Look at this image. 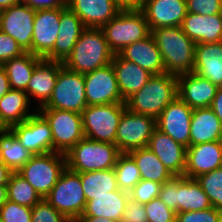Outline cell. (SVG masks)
<instances>
[{
	"instance_id": "6da1fadb",
	"label": "cell",
	"mask_w": 222,
	"mask_h": 222,
	"mask_svg": "<svg viewBox=\"0 0 222 222\" xmlns=\"http://www.w3.org/2000/svg\"><path fill=\"white\" fill-rule=\"evenodd\" d=\"M164 63V73L175 76L193 72L195 43L181 26L158 27L151 31Z\"/></svg>"
},
{
	"instance_id": "7a4b0ae2",
	"label": "cell",
	"mask_w": 222,
	"mask_h": 222,
	"mask_svg": "<svg viewBox=\"0 0 222 222\" xmlns=\"http://www.w3.org/2000/svg\"><path fill=\"white\" fill-rule=\"evenodd\" d=\"M177 96V76L163 73L152 75L139 91L125 100V104L131 112L149 115L157 119Z\"/></svg>"
},
{
	"instance_id": "3957f363",
	"label": "cell",
	"mask_w": 222,
	"mask_h": 222,
	"mask_svg": "<svg viewBox=\"0 0 222 222\" xmlns=\"http://www.w3.org/2000/svg\"><path fill=\"white\" fill-rule=\"evenodd\" d=\"M113 56L102 29L86 27L64 66L71 71L85 74L110 64Z\"/></svg>"
},
{
	"instance_id": "277c9868",
	"label": "cell",
	"mask_w": 222,
	"mask_h": 222,
	"mask_svg": "<svg viewBox=\"0 0 222 222\" xmlns=\"http://www.w3.org/2000/svg\"><path fill=\"white\" fill-rule=\"evenodd\" d=\"M120 154L115 144L84 137L65 155L66 166L76 173L109 170L114 168Z\"/></svg>"
},
{
	"instance_id": "5b68a950",
	"label": "cell",
	"mask_w": 222,
	"mask_h": 222,
	"mask_svg": "<svg viewBox=\"0 0 222 222\" xmlns=\"http://www.w3.org/2000/svg\"><path fill=\"white\" fill-rule=\"evenodd\" d=\"M101 29L114 54H119L127 45L143 40L151 34L140 9H122Z\"/></svg>"
},
{
	"instance_id": "8992f818",
	"label": "cell",
	"mask_w": 222,
	"mask_h": 222,
	"mask_svg": "<svg viewBox=\"0 0 222 222\" xmlns=\"http://www.w3.org/2000/svg\"><path fill=\"white\" fill-rule=\"evenodd\" d=\"M45 200L70 221L76 222L87 203L80 175L66 167Z\"/></svg>"
},
{
	"instance_id": "52a82bcc",
	"label": "cell",
	"mask_w": 222,
	"mask_h": 222,
	"mask_svg": "<svg viewBox=\"0 0 222 222\" xmlns=\"http://www.w3.org/2000/svg\"><path fill=\"white\" fill-rule=\"evenodd\" d=\"M66 156L57 152L32 155L18 171L38 195L44 199L66 169Z\"/></svg>"
},
{
	"instance_id": "ba28073f",
	"label": "cell",
	"mask_w": 222,
	"mask_h": 222,
	"mask_svg": "<svg viewBox=\"0 0 222 222\" xmlns=\"http://www.w3.org/2000/svg\"><path fill=\"white\" fill-rule=\"evenodd\" d=\"M125 109V103L87 106L81 113L85 137L115 144L117 128Z\"/></svg>"
},
{
	"instance_id": "9c48e42d",
	"label": "cell",
	"mask_w": 222,
	"mask_h": 222,
	"mask_svg": "<svg viewBox=\"0 0 222 222\" xmlns=\"http://www.w3.org/2000/svg\"><path fill=\"white\" fill-rule=\"evenodd\" d=\"M48 121L53 135V152L66 155L85 135L82 115L61 109H37Z\"/></svg>"
},
{
	"instance_id": "30bf717a",
	"label": "cell",
	"mask_w": 222,
	"mask_h": 222,
	"mask_svg": "<svg viewBox=\"0 0 222 222\" xmlns=\"http://www.w3.org/2000/svg\"><path fill=\"white\" fill-rule=\"evenodd\" d=\"M87 107L84 74L63 66L48 102L38 109H61L82 113Z\"/></svg>"
},
{
	"instance_id": "8fae6325",
	"label": "cell",
	"mask_w": 222,
	"mask_h": 222,
	"mask_svg": "<svg viewBox=\"0 0 222 222\" xmlns=\"http://www.w3.org/2000/svg\"><path fill=\"white\" fill-rule=\"evenodd\" d=\"M156 128L154 117L137 114L126 108L117 128L115 145L121 153L148 147L150 137Z\"/></svg>"
},
{
	"instance_id": "7c38bea8",
	"label": "cell",
	"mask_w": 222,
	"mask_h": 222,
	"mask_svg": "<svg viewBox=\"0 0 222 222\" xmlns=\"http://www.w3.org/2000/svg\"><path fill=\"white\" fill-rule=\"evenodd\" d=\"M9 129L31 155L53 152L50 124L38 110L24 122L15 124Z\"/></svg>"
},
{
	"instance_id": "4fadbf2b",
	"label": "cell",
	"mask_w": 222,
	"mask_h": 222,
	"mask_svg": "<svg viewBox=\"0 0 222 222\" xmlns=\"http://www.w3.org/2000/svg\"><path fill=\"white\" fill-rule=\"evenodd\" d=\"M87 106L125 103L112 64L84 74Z\"/></svg>"
},
{
	"instance_id": "5bb4252c",
	"label": "cell",
	"mask_w": 222,
	"mask_h": 222,
	"mask_svg": "<svg viewBox=\"0 0 222 222\" xmlns=\"http://www.w3.org/2000/svg\"><path fill=\"white\" fill-rule=\"evenodd\" d=\"M35 13V10L22 2L0 11V30L31 54Z\"/></svg>"
},
{
	"instance_id": "9a60e30c",
	"label": "cell",
	"mask_w": 222,
	"mask_h": 222,
	"mask_svg": "<svg viewBox=\"0 0 222 222\" xmlns=\"http://www.w3.org/2000/svg\"><path fill=\"white\" fill-rule=\"evenodd\" d=\"M192 114L193 109L177 96L156 119V127L188 148L190 146Z\"/></svg>"
},
{
	"instance_id": "2e32d148",
	"label": "cell",
	"mask_w": 222,
	"mask_h": 222,
	"mask_svg": "<svg viewBox=\"0 0 222 222\" xmlns=\"http://www.w3.org/2000/svg\"><path fill=\"white\" fill-rule=\"evenodd\" d=\"M61 8L37 10L32 35V54L45 58L54 48L60 28Z\"/></svg>"
},
{
	"instance_id": "e0dca14e",
	"label": "cell",
	"mask_w": 222,
	"mask_h": 222,
	"mask_svg": "<svg viewBox=\"0 0 222 222\" xmlns=\"http://www.w3.org/2000/svg\"><path fill=\"white\" fill-rule=\"evenodd\" d=\"M148 148L173 176H184L187 147L156 128L150 137Z\"/></svg>"
},
{
	"instance_id": "ac0fdd59",
	"label": "cell",
	"mask_w": 222,
	"mask_h": 222,
	"mask_svg": "<svg viewBox=\"0 0 222 222\" xmlns=\"http://www.w3.org/2000/svg\"><path fill=\"white\" fill-rule=\"evenodd\" d=\"M140 10L152 31L158 27L181 26L187 6L186 0H145Z\"/></svg>"
},
{
	"instance_id": "d6986e66",
	"label": "cell",
	"mask_w": 222,
	"mask_h": 222,
	"mask_svg": "<svg viewBox=\"0 0 222 222\" xmlns=\"http://www.w3.org/2000/svg\"><path fill=\"white\" fill-rule=\"evenodd\" d=\"M222 167V141L206 142L187 148L184 176L195 179Z\"/></svg>"
},
{
	"instance_id": "ffe728a7",
	"label": "cell",
	"mask_w": 222,
	"mask_h": 222,
	"mask_svg": "<svg viewBox=\"0 0 222 222\" xmlns=\"http://www.w3.org/2000/svg\"><path fill=\"white\" fill-rule=\"evenodd\" d=\"M178 96L191 108L211 106L218 87L194 72L177 76Z\"/></svg>"
},
{
	"instance_id": "44dd1931",
	"label": "cell",
	"mask_w": 222,
	"mask_h": 222,
	"mask_svg": "<svg viewBox=\"0 0 222 222\" xmlns=\"http://www.w3.org/2000/svg\"><path fill=\"white\" fill-rule=\"evenodd\" d=\"M67 7L91 28H101L122 10L116 0H67Z\"/></svg>"
},
{
	"instance_id": "7402d4cb",
	"label": "cell",
	"mask_w": 222,
	"mask_h": 222,
	"mask_svg": "<svg viewBox=\"0 0 222 222\" xmlns=\"http://www.w3.org/2000/svg\"><path fill=\"white\" fill-rule=\"evenodd\" d=\"M86 27L81 19L67 6L61 8L60 28L53 50L44 58L65 62Z\"/></svg>"
},
{
	"instance_id": "603a6c76",
	"label": "cell",
	"mask_w": 222,
	"mask_h": 222,
	"mask_svg": "<svg viewBox=\"0 0 222 222\" xmlns=\"http://www.w3.org/2000/svg\"><path fill=\"white\" fill-rule=\"evenodd\" d=\"M63 66V62L44 58L35 66L25 91L29 99L31 96L38 100L39 106L35 108L38 109L48 102L56 86L58 73Z\"/></svg>"
},
{
	"instance_id": "cb8c5ba5",
	"label": "cell",
	"mask_w": 222,
	"mask_h": 222,
	"mask_svg": "<svg viewBox=\"0 0 222 222\" xmlns=\"http://www.w3.org/2000/svg\"><path fill=\"white\" fill-rule=\"evenodd\" d=\"M181 28L195 44L222 42V14L203 16L187 12Z\"/></svg>"
},
{
	"instance_id": "d4e9b609",
	"label": "cell",
	"mask_w": 222,
	"mask_h": 222,
	"mask_svg": "<svg viewBox=\"0 0 222 222\" xmlns=\"http://www.w3.org/2000/svg\"><path fill=\"white\" fill-rule=\"evenodd\" d=\"M119 55L153 75L164 73V63L161 53L152 34L143 40L127 45Z\"/></svg>"
},
{
	"instance_id": "484cf974",
	"label": "cell",
	"mask_w": 222,
	"mask_h": 222,
	"mask_svg": "<svg viewBox=\"0 0 222 222\" xmlns=\"http://www.w3.org/2000/svg\"><path fill=\"white\" fill-rule=\"evenodd\" d=\"M193 72L222 87V42L195 44Z\"/></svg>"
},
{
	"instance_id": "4316f807",
	"label": "cell",
	"mask_w": 222,
	"mask_h": 222,
	"mask_svg": "<svg viewBox=\"0 0 222 222\" xmlns=\"http://www.w3.org/2000/svg\"><path fill=\"white\" fill-rule=\"evenodd\" d=\"M111 64L116 73L120 94L124 100L139 91L153 75L137 64L123 59L119 54H114Z\"/></svg>"
},
{
	"instance_id": "83f0119b",
	"label": "cell",
	"mask_w": 222,
	"mask_h": 222,
	"mask_svg": "<svg viewBox=\"0 0 222 222\" xmlns=\"http://www.w3.org/2000/svg\"><path fill=\"white\" fill-rule=\"evenodd\" d=\"M129 199V192L120 189L88 200L81 217H102L120 221Z\"/></svg>"
},
{
	"instance_id": "f1b7e54d",
	"label": "cell",
	"mask_w": 222,
	"mask_h": 222,
	"mask_svg": "<svg viewBox=\"0 0 222 222\" xmlns=\"http://www.w3.org/2000/svg\"><path fill=\"white\" fill-rule=\"evenodd\" d=\"M214 141H222V124L219 118L210 107L193 109L190 146Z\"/></svg>"
},
{
	"instance_id": "f546056e",
	"label": "cell",
	"mask_w": 222,
	"mask_h": 222,
	"mask_svg": "<svg viewBox=\"0 0 222 222\" xmlns=\"http://www.w3.org/2000/svg\"><path fill=\"white\" fill-rule=\"evenodd\" d=\"M28 95L22 90L11 89L0 98V128L9 129L11 126L24 122L37 109L30 111ZM30 111V112H29ZM33 112V113H32Z\"/></svg>"
},
{
	"instance_id": "4dcf8cb0",
	"label": "cell",
	"mask_w": 222,
	"mask_h": 222,
	"mask_svg": "<svg viewBox=\"0 0 222 222\" xmlns=\"http://www.w3.org/2000/svg\"><path fill=\"white\" fill-rule=\"evenodd\" d=\"M178 213L199 211L212 205L196 179L178 176Z\"/></svg>"
},
{
	"instance_id": "1f68e13d",
	"label": "cell",
	"mask_w": 222,
	"mask_h": 222,
	"mask_svg": "<svg viewBox=\"0 0 222 222\" xmlns=\"http://www.w3.org/2000/svg\"><path fill=\"white\" fill-rule=\"evenodd\" d=\"M43 58L25 52L19 57L12 58L2 64L7 74L10 88L26 91L35 66Z\"/></svg>"
},
{
	"instance_id": "d6a6232c",
	"label": "cell",
	"mask_w": 222,
	"mask_h": 222,
	"mask_svg": "<svg viewBox=\"0 0 222 222\" xmlns=\"http://www.w3.org/2000/svg\"><path fill=\"white\" fill-rule=\"evenodd\" d=\"M128 154L136 162L141 174V179L163 184L173 177L148 147L132 150L128 152Z\"/></svg>"
},
{
	"instance_id": "836d02e7",
	"label": "cell",
	"mask_w": 222,
	"mask_h": 222,
	"mask_svg": "<svg viewBox=\"0 0 222 222\" xmlns=\"http://www.w3.org/2000/svg\"><path fill=\"white\" fill-rule=\"evenodd\" d=\"M78 174L86 201L94 199V196L107 195L108 192L119 189L113 168Z\"/></svg>"
},
{
	"instance_id": "e575fe53",
	"label": "cell",
	"mask_w": 222,
	"mask_h": 222,
	"mask_svg": "<svg viewBox=\"0 0 222 222\" xmlns=\"http://www.w3.org/2000/svg\"><path fill=\"white\" fill-rule=\"evenodd\" d=\"M0 145L3 163L12 171L18 172L31 158L10 129H0Z\"/></svg>"
},
{
	"instance_id": "d590c367",
	"label": "cell",
	"mask_w": 222,
	"mask_h": 222,
	"mask_svg": "<svg viewBox=\"0 0 222 222\" xmlns=\"http://www.w3.org/2000/svg\"><path fill=\"white\" fill-rule=\"evenodd\" d=\"M8 200L32 208L42 198L18 172H12L7 184Z\"/></svg>"
},
{
	"instance_id": "8d00e7d4",
	"label": "cell",
	"mask_w": 222,
	"mask_h": 222,
	"mask_svg": "<svg viewBox=\"0 0 222 222\" xmlns=\"http://www.w3.org/2000/svg\"><path fill=\"white\" fill-rule=\"evenodd\" d=\"M116 174L118 188L130 192L141 180V174L136 162L128 153H121L113 168Z\"/></svg>"
},
{
	"instance_id": "74e56055",
	"label": "cell",
	"mask_w": 222,
	"mask_h": 222,
	"mask_svg": "<svg viewBox=\"0 0 222 222\" xmlns=\"http://www.w3.org/2000/svg\"><path fill=\"white\" fill-rule=\"evenodd\" d=\"M208 196L212 207L222 213V167L195 178Z\"/></svg>"
},
{
	"instance_id": "f35d334b",
	"label": "cell",
	"mask_w": 222,
	"mask_h": 222,
	"mask_svg": "<svg viewBox=\"0 0 222 222\" xmlns=\"http://www.w3.org/2000/svg\"><path fill=\"white\" fill-rule=\"evenodd\" d=\"M144 205L148 222H176L177 213L170 209L159 197Z\"/></svg>"
},
{
	"instance_id": "ab89813d",
	"label": "cell",
	"mask_w": 222,
	"mask_h": 222,
	"mask_svg": "<svg viewBox=\"0 0 222 222\" xmlns=\"http://www.w3.org/2000/svg\"><path fill=\"white\" fill-rule=\"evenodd\" d=\"M31 222H72L50 205L45 198L31 209Z\"/></svg>"
},
{
	"instance_id": "60d3db41",
	"label": "cell",
	"mask_w": 222,
	"mask_h": 222,
	"mask_svg": "<svg viewBox=\"0 0 222 222\" xmlns=\"http://www.w3.org/2000/svg\"><path fill=\"white\" fill-rule=\"evenodd\" d=\"M161 185V183L155 181L141 179L129 192V198L141 204H146L150 200L159 197Z\"/></svg>"
},
{
	"instance_id": "b9f144b4",
	"label": "cell",
	"mask_w": 222,
	"mask_h": 222,
	"mask_svg": "<svg viewBox=\"0 0 222 222\" xmlns=\"http://www.w3.org/2000/svg\"><path fill=\"white\" fill-rule=\"evenodd\" d=\"M31 209L7 200L0 207V219L3 222H31Z\"/></svg>"
},
{
	"instance_id": "7bdbcfd3",
	"label": "cell",
	"mask_w": 222,
	"mask_h": 222,
	"mask_svg": "<svg viewBox=\"0 0 222 222\" xmlns=\"http://www.w3.org/2000/svg\"><path fill=\"white\" fill-rule=\"evenodd\" d=\"M176 222H222V213L214 207L177 213Z\"/></svg>"
},
{
	"instance_id": "ee69618b",
	"label": "cell",
	"mask_w": 222,
	"mask_h": 222,
	"mask_svg": "<svg viewBox=\"0 0 222 222\" xmlns=\"http://www.w3.org/2000/svg\"><path fill=\"white\" fill-rule=\"evenodd\" d=\"M187 12L199 15L222 14V0H186Z\"/></svg>"
},
{
	"instance_id": "f6af8a7d",
	"label": "cell",
	"mask_w": 222,
	"mask_h": 222,
	"mask_svg": "<svg viewBox=\"0 0 222 222\" xmlns=\"http://www.w3.org/2000/svg\"><path fill=\"white\" fill-rule=\"evenodd\" d=\"M25 51L15 39L0 30V65L4 62L21 56Z\"/></svg>"
},
{
	"instance_id": "bcb514c9",
	"label": "cell",
	"mask_w": 222,
	"mask_h": 222,
	"mask_svg": "<svg viewBox=\"0 0 222 222\" xmlns=\"http://www.w3.org/2000/svg\"><path fill=\"white\" fill-rule=\"evenodd\" d=\"M178 176H173L161 185L159 198L172 210L178 213Z\"/></svg>"
},
{
	"instance_id": "7dc6e473",
	"label": "cell",
	"mask_w": 222,
	"mask_h": 222,
	"mask_svg": "<svg viewBox=\"0 0 222 222\" xmlns=\"http://www.w3.org/2000/svg\"><path fill=\"white\" fill-rule=\"evenodd\" d=\"M119 222H148L145 205L129 198Z\"/></svg>"
},
{
	"instance_id": "c3c4849f",
	"label": "cell",
	"mask_w": 222,
	"mask_h": 222,
	"mask_svg": "<svg viewBox=\"0 0 222 222\" xmlns=\"http://www.w3.org/2000/svg\"><path fill=\"white\" fill-rule=\"evenodd\" d=\"M33 10H47L55 8H64L67 6V0H21Z\"/></svg>"
},
{
	"instance_id": "681fc988",
	"label": "cell",
	"mask_w": 222,
	"mask_h": 222,
	"mask_svg": "<svg viewBox=\"0 0 222 222\" xmlns=\"http://www.w3.org/2000/svg\"><path fill=\"white\" fill-rule=\"evenodd\" d=\"M210 108L213 110L222 124V87H218L216 96L214 97Z\"/></svg>"
},
{
	"instance_id": "f907efd6",
	"label": "cell",
	"mask_w": 222,
	"mask_h": 222,
	"mask_svg": "<svg viewBox=\"0 0 222 222\" xmlns=\"http://www.w3.org/2000/svg\"><path fill=\"white\" fill-rule=\"evenodd\" d=\"M11 90L5 69L0 65V98Z\"/></svg>"
},
{
	"instance_id": "816d5d0a",
	"label": "cell",
	"mask_w": 222,
	"mask_h": 222,
	"mask_svg": "<svg viewBox=\"0 0 222 222\" xmlns=\"http://www.w3.org/2000/svg\"><path fill=\"white\" fill-rule=\"evenodd\" d=\"M122 9H140L145 0H116Z\"/></svg>"
},
{
	"instance_id": "f5cc1de1",
	"label": "cell",
	"mask_w": 222,
	"mask_h": 222,
	"mask_svg": "<svg viewBox=\"0 0 222 222\" xmlns=\"http://www.w3.org/2000/svg\"><path fill=\"white\" fill-rule=\"evenodd\" d=\"M12 171L4 164L0 163V186H7Z\"/></svg>"
},
{
	"instance_id": "db71d44e",
	"label": "cell",
	"mask_w": 222,
	"mask_h": 222,
	"mask_svg": "<svg viewBox=\"0 0 222 222\" xmlns=\"http://www.w3.org/2000/svg\"><path fill=\"white\" fill-rule=\"evenodd\" d=\"M76 222H117V221L102 217H80Z\"/></svg>"
},
{
	"instance_id": "11a10c76",
	"label": "cell",
	"mask_w": 222,
	"mask_h": 222,
	"mask_svg": "<svg viewBox=\"0 0 222 222\" xmlns=\"http://www.w3.org/2000/svg\"><path fill=\"white\" fill-rule=\"evenodd\" d=\"M21 3V0H0V11Z\"/></svg>"
},
{
	"instance_id": "9f6ffc18",
	"label": "cell",
	"mask_w": 222,
	"mask_h": 222,
	"mask_svg": "<svg viewBox=\"0 0 222 222\" xmlns=\"http://www.w3.org/2000/svg\"><path fill=\"white\" fill-rule=\"evenodd\" d=\"M8 200L7 186H0V207Z\"/></svg>"
},
{
	"instance_id": "6f0895ef",
	"label": "cell",
	"mask_w": 222,
	"mask_h": 222,
	"mask_svg": "<svg viewBox=\"0 0 222 222\" xmlns=\"http://www.w3.org/2000/svg\"><path fill=\"white\" fill-rule=\"evenodd\" d=\"M0 163H3V158H2V149H1V145H0Z\"/></svg>"
}]
</instances>
